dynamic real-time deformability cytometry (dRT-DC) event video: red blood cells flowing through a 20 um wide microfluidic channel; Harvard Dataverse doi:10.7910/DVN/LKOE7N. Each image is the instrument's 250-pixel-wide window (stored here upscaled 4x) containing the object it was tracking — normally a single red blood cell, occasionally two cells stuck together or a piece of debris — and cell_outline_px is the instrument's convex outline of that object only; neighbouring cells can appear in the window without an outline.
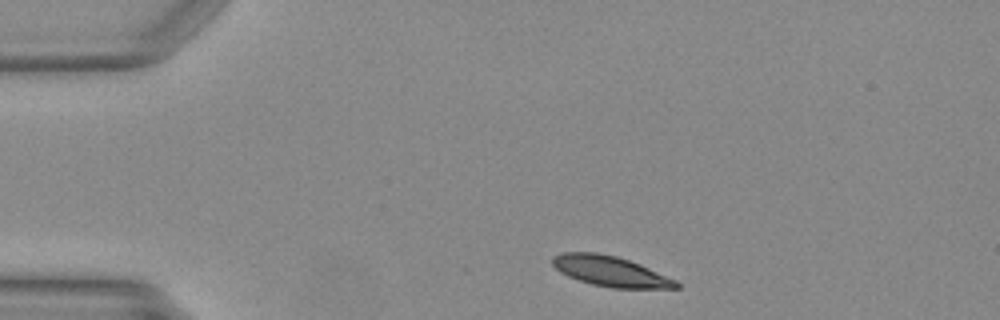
{"species": "Egyptian fruit bat (a non-hibernating species)", "species_latin": "Rousettus aegyptiacus", "temperature_condition": "warm", "stored_images_in_passage": 10, "camera_frame_rate_fps": 3000, "um_per_image_px": 0.085, "animal": {"sex": "female"}, "frame": {"image": 1, "passage_image": 1, "time_ms": 0.0, "image_size_px": [1000, 320], "cell_outline_px": [[680, 288], [612, 288], [592, 284], [568, 276], [560, 272], [552, 264], [552, 256], [560, 252], [596, 252], [616, 256], [640, 264], [676, 280], [680, 284]], "centroid_in_image_um": [51.87, 23.05], "position_along_channel_um": 33.1, "area_um2": 21.79}}
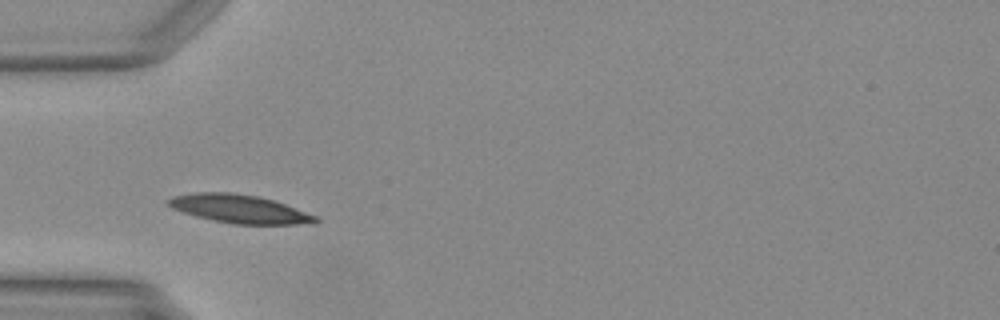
{"frame": {"image": 2, "passage_image": 7, "time_ms": 2.0, "image_size_px": [1000, 320], "cell_outline_px": [[320, 220], [316, 224], [236, 224], [212, 220], [196, 216], [172, 208], [168, 204], [168, 200], [172, 196], [196, 192], [232, 192], [260, 196], [284, 204], [316, 216]], "centroid_in_image_um": [20.37, 17.75], "position_along_channel_um": 64.6, "area_um2": 24.22}}